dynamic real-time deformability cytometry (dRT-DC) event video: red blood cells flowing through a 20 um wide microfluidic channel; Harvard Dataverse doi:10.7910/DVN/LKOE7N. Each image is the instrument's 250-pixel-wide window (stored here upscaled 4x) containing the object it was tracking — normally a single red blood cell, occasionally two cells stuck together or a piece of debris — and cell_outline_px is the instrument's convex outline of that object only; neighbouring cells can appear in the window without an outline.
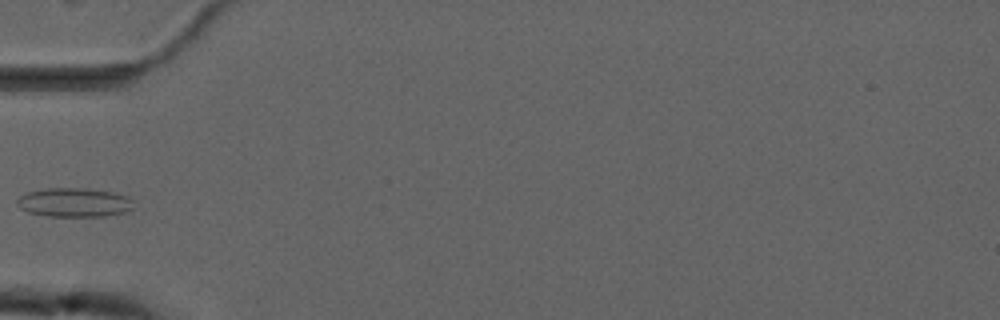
{"species": "common noctule bat (a hibernating species)", "species_latin": "Nyctalus noctula", "temperature_condition": "cold", "stored_images_in_passage": 5, "camera_frame_rate_fps": 3000, "um_per_image_px": 0.085, "animal": {"sex": "male", "forearm_length_mm": 52.5}, "frame": {"image": 1, "passage_image": 4, "time_ms": 5.333, "image_size_px": [1000, 320], "cell_outline_px": [[136, 208], [124, 212], [104, 216], [48, 216], [28, 212], [20, 208], [16, 204], [16, 200], [20, 196], [28, 192], [44, 188], [88, 188], [112, 192], [128, 196], [132, 200]], "centroid_in_image_um": [6.32, 17.2], "position_along_channel_um": 78.7, "area_um2": 19.88}}